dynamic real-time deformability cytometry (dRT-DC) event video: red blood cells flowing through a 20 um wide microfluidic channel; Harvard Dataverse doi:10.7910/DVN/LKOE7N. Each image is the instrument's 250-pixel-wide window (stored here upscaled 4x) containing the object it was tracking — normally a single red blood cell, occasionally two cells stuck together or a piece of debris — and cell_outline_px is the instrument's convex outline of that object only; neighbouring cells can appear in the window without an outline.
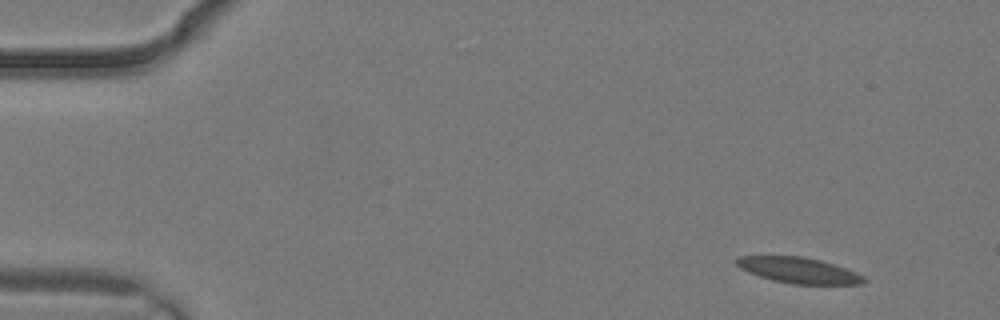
{"species": "common noctule bat (a hibernating species)", "species_latin": "Nyctalus noctula", "temperature_condition": "warm", "stored_images_in_passage": 2, "camera_frame_rate_fps": 3000, "um_per_image_px": 0.085, "animal": {"sex": "male", "body_mass_g": 19.2, "forearm_length_mm": 51.8}, "frame": {"image": 1, "passage_image": 1, "time_ms": 0.0, "image_size_px": [1000, 320], "cell_outline_px": [[868, 280], [864, 284], [792, 284], [772, 280], [748, 272], [740, 268], [732, 260], [736, 256], [804, 256], [820, 260], [856, 272], [864, 276]], "centroid_in_image_um": [67.86, 22.97], "position_along_channel_um": 17.1, "area_um2": 19.25}}
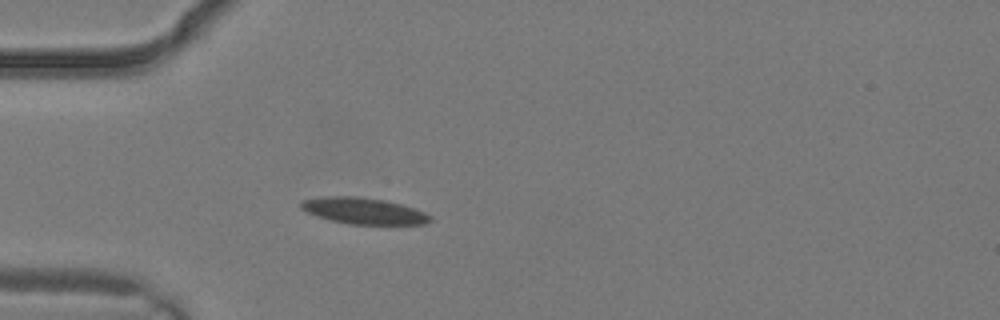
{"frame": {"image": 2, "passage_image": 2, "time_ms": 0.333, "image_size_px": [1000, 320], "cell_outline_px": [[432, 220], [424, 224], [348, 224], [316, 216], [300, 208], [300, 200], [324, 196], [356, 196], [384, 200], [400, 204], [424, 212], [432, 216]], "centroid_in_image_um": [30.88, 17.92], "position_along_channel_um": 54.1, "area_um2": 19.71}}